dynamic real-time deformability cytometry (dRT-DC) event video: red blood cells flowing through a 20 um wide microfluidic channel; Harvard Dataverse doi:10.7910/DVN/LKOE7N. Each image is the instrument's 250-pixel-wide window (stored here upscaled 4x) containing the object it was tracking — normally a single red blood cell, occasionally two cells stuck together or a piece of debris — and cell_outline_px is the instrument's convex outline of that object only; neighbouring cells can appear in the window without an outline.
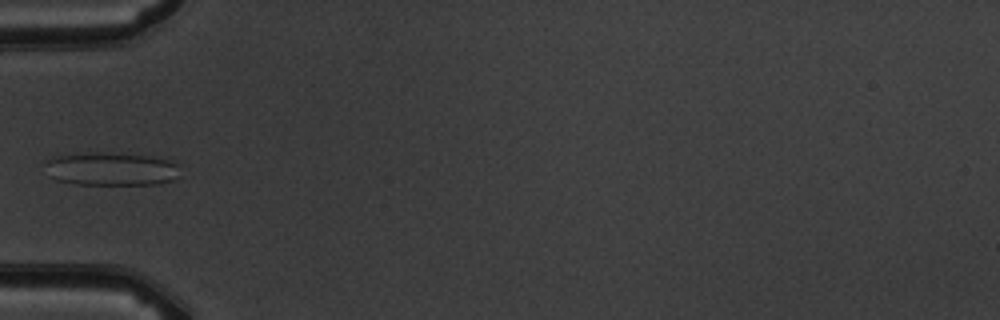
{"species": "common noctule bat (a hibernating species)", "species_latin": "Nyctalus noctula", "temperature_condition": "warm", "stored_images_in_passage": 6, "camera_frame_rate_fps": 3000, "um_per_image_px": 0.085, "animal": {"sex": "male", "body_mass_g": 19.5, "forearm_length_mm": 54.6}, "frame": {"image": 1, "passage_image": 5, "time_ms": 4.667, "image_size_px": [1000, 320], "cell_outline_px": [[184, 164], [176, 176], [172, 180], [160, 184], [76, 184], [56, 180], [48, 176], [44, 164], [44, 160], [52, 156], [80, 152], [100, 152], [152, 156], [172, 160]], "centroid_in_image_um": [9.44, 14.34], "position_along_channel_um": 75.6, "area_um2": 26.93}}